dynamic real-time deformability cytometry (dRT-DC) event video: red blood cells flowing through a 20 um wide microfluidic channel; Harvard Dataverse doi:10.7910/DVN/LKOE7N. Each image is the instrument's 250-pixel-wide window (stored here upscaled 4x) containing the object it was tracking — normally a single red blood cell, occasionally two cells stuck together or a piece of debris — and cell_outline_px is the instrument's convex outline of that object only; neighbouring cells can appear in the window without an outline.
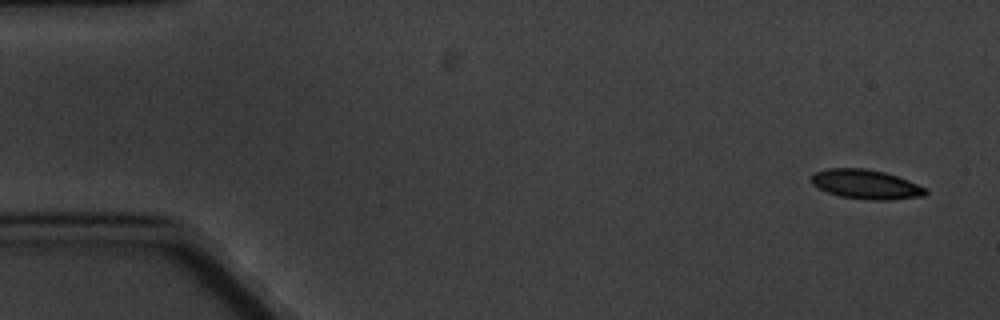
{"species": "common noctule bat (a hibernating species)", "species_latin": "Nyctalus noctula", "temperature_condition": "cold", "stored_images_in_passage": 5, "camera_frame_rate_fps": 3000, "um_per_image_px": 0.085, "animal": {"sex": "male", "body_mass_g": 20.1, "forearm_length_mm": 53.5}, "frame": {"image": 1, "passage_image": 1, "time_ms": 0.0, "image_size_px": [1000, 320], "cell_outline_px": [[928, 192], [924, 196], [888, 200], [868, 200], [840, 196], [828, 192], [812, 184], [812, 176], [816, 172], [828, 168], [864, 168], [884, 172], [908, 180], [924, 188]], "centroid_in_image_um": [73.61, 15.67], "position_along_channel_um": 11.4, "area_um2": 19.31}}
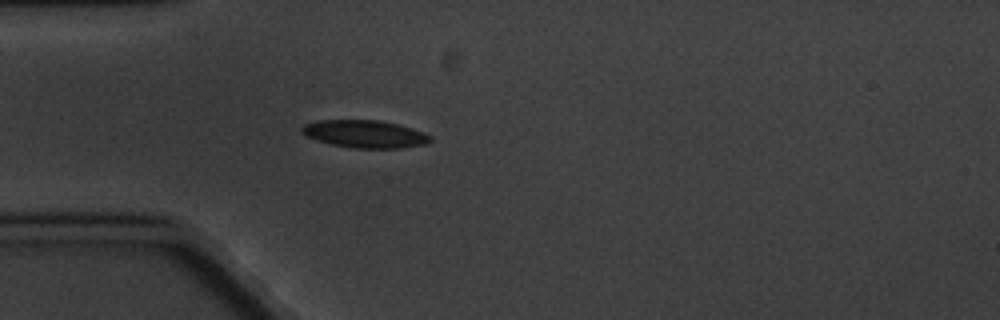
{"frame": {"image": 2, "passage_image": 5, "time_ms": 4.667, "image_size_px": [1000, 320], "cell_outline_px": [[432, 140], [424, 144], [400, 148], [352, 148], [332, 144], [316, 140], [304, 136], [300, 132], [300, 128], [304, 124], [316, 120], [376, 120], [396, 124], [424, 132], [432, 136]], "centroid_in_image_um": [30.96, 11.39], "position_along_channel_um": 54.0, "area_um2": 20.69}}